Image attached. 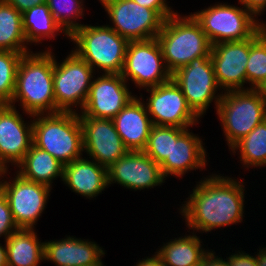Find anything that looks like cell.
I'll return each instance as SVG.
<instances>
[{"mask_svg": "<svg viewBox=\"0 0 266 266\" xmlns=\"http://www.w3.org/2000/svg\"><path fill=\"white\" fill-rule=\"evenodd\" d=\"M99 1L113 24L108 26L128 41L157 38L165 21L155 10L133 0Z\"/></svg>", "mask_w": 266, "mask_h": 266, "instance_id": "obj_12", "label": "cell"}, {"mask_svg": "<svg viewBox=\"0 0 266 266\" xmlns=\"http://www.w3.org/2000/svg\"><path fill=\"white\" fill-rule=\"evenodd\" d=\"M108 169V185L120 184L131 190L151 189L165 183L160 165L144 151H128Z\"/></svg>", "mask_w": 266, "mask_h": 266, "instance_id": "obj_18", "label": "cell"}, {"mask_svg": "<svg viewBox=\"0 0 266 266\" xmlns=\"http://www.w3.org/2000/svg\"><path fill=\"white\" fill-rule=\"evenodd\" d=\"M238 3L252 12L257 18L266 9V0H238Z\"/></svg>", "mask_w": 266, "mask_h": 266, "instance_id": "obj_37", "label": "cell"}, {"mask_svg": "<svg viewBox=\"0 0 266 266\" xmlns=\"http://www.w3.org/2000/svg\"><path fill=\"white\" fill-rule=\"evenodd\" d=\"M4 1L13 6L20 13H23L34 6L46 3V0H4Z\"/></svg>", "mask_w": 266, "mask_h": 266, "instance_id": "obj_38", "label": "cell"}, {"mask_svg": "<svg viewBox=\"0 0 266 266\" xmlns=\"http://www.w3.org/2000/svg\"><path fill=\"white\" fill-rule=\"evenodd\" d=\"M188 128L178 139H172L170 158L161 164L162 175L182 178L189 171L205 169L207 154L202 138L189 131Z\"/></svg>", "mask_w": 266, "mask_h": 266, "instance_id": "obj_20", "label": "cell"}, {"mask_svg": "<svg viewBox=\"0 0 266 266\" xmlns=\"http://www.w3.org/2000/svg\"><path fill=\"white\" fill-rule=\"evenodd\" d=\"M18 229L14 222L8 199L0 189V237L3 236L5 241L10 234Z\"/></svg>", "mask_w": 266, "mask_h": 266, "instance_id": "obj_33", "label": "cell"}, {"mask_svg": "<svg viewBox=\"0 0 266 266\" xmlns=\"http://www.w3.org/2000/svg\"><path fill=\"white\" fill-rule=\"evenodd\" d=\"M259 91L260 95L265 99L266 101V79L259 85L257 88Z\"/></svg>", "mask_w": 266, "mask_h": 266, "instance_id": "obj_42", "label": "cell"}, {"mask_svg": "<svg viewBox=\"0 0 266 266\" xmlns=\"http://www.w3.org/2000/svg\"><path fill=\"white\" fill-rule=\"evenodd\" d=\"M244 184L238 178L218 174L208 175L196 182L197 186L180 206L179 213L188 230L207 233L243 222Z\"/></svg>", "mask_w": 266, "mask_h": 266, "instance_id": "obj_1", "label": "cell"}, {"mask_svg": "<svg viewBox=\"0 0 266 266\" xmlns=\"http://www.w3.org/2000/svg\"><path fill=\"white\" fill-rule=\"evenodd\" d=\"M33 145L66 165L83 156V129L78 112L33 115Z\"/></svg>", "mask_w": 266, "mask_h": 266, "instance_id": "obj_3", "label": "cell"}, {"mask_svg": "<svg viewBox=\"0 0 266 266\" xmlns=\"http://www.w3.org/2000/svg\"><path fill=\"white\" fill-rule=\"evenodd\" d=\"M202 242L200 236L193 232L184 237L181 235L170 239L156 253L161 257L164 266H197L209 251L203 248Z\"/></svg>", "mask_w": 266, "mask_h": 266, "instance_id": "obj_25", "label": "cell"}, {"mask_svg": "<svg viewBox=\"0 0 266 266\" xmlns=\"http://www.w3.org/2000/svg\"><path fill=\"white\" fill-rule=\"evenodd\" d=\"M187 129L153 125L143 151L160 165L166 158H170L172 139H178Z\"/></svg>", "mask_w": 266, "mask_h": 266, "instance_id": "obj_29", "label": "cell"}, {"mask_svg": "<svg viewBox=\"0 0 266 266\" xmlns=\"http://www.w3.org/2000/svg\"><path fill=\"white\" fill-rule=\"evenodd\" d=\"M233 155L238 151L243 167H266V119L258 124L247 136L231 148Z\"/></svg>", "mask_w": 266, "mask_h": 266, "instance_id": "obj_28", "label": "cell"}, {"mask_svg": "<svg viewBox=\"0 0 266 266\" xmlns=\"http://www.w3.org/2000/svg\"><path fill=\"white\" fill-rule=\"evenodd\" d=\"M266 31L264 24L251 38L212 45L210 58L218 86L224 91L242 90L247 84L250 46Z\"/></svg>", "mask_w": 266, "mask_h": 266, "instance_id": "obj_13", "label": "cell"}, {"mask_svg": "<svg viewBox=\"0 0 266 266\" xmlns=\"http://www.w3.org/2000/svg\"><path fill=\"white\" fill-rule=\"evenodd\" d=\"M141 6L155 10L164 20L172 16L175 12L164 0H133Z\"/></svg>", "mask_w": 266, "mask_h": 266, "instance_id": "obj_34", "label": "cell"}, {"mask_svg": "<svg viewBox=\"0 0 266 266\" xmlns=\"http://www.w3.org/2000/svg\"><path fill=\"white\" fill-rule=\"evenodd\" d=\"M104 248L88 239L67 236L44 242V261L55 266H90L99 263L105 255Z\"/></svg>", "mask_w": 266, "mask_h": 266, "instance_id": "obj_19", "label": "cell"}, {"mask_svg": "<svg viewBox=\"0 0 266 266\" xmlns=\"http://www.w3.org/2000/svg\"><path fill=\"white\" fill-rule=\"evenodd\" d=\"M0 266H7V250L6 244L4 246L0 243Z\"/></svg>", "mask_w": 266, "mask_h": 266, "instance_id": "obj_41", "label": "cell"}, {"mask_svg": "<svg viewBox=\"0 0 266 266\" xmlns=\"http://www.w3.org/2000/svg\"><path fill=\"white\" fill-rule=\"evenodd\" d=\"M24 54L0 50V105H10L16 86L18 64Z\"/></svg>", "mask_w": 266, "mask_h": 266, "instance_id": "obj_31", "label": "cell"}, {"mask_svg": "<svg viewBox=\"0 0 266 266\" xmlns=\"http://www.w3.org/2000/svg\"><path fill=\"white\" fill-rule=\"evenodd\" d=\"M90 266H106V265H104L103 261L101 260L99 263Z\"/></svg>", "mask_w": 266, "mask_h": 266, "instance_id": "obj_43", "label": "cell"}, {"mask_svg": "<svg viewBox=\"0 0 266 266\" xmlns=\"http://www.w3.org/2000/svg\"><path fill=\"white\" fill-rule=\"evenodd\" d=\"M83 152L98 164L109 168L129 150L119 136L113 119L80 117Z\"/></svg>", "mask_w": 266, "mask_h": 266, "instance_id": "obj_17", "label": "cell"}, {"mask_svg": "<svg viewBox=\"0 0 266 266\" xmlns=\"http://www.w3.org/2000/svg\"><path fill=\"white\" fill-rule=\"evenodd\" d=\"M157 38L129 41L121 76L137 88L146 89L171 80Z\"/></svg>", "mask_w": 266, "mask_h": 266, "instance_id": "obj_10", "label": "cell"}, {"mask_svg": "<svg viewBox=\"0 0 266 266\" xmlns=\"http://www.w3.org/2000/svg\"><path fill=\"white\" fill-rule=\"evenodd\" d=\"M22 26V13L0 0V50L23 54L31 52Z\"/></svg>", "mask_w": 266, "mask_h": 266, "instance_id": "obj_27", "label": "cell"}, {"mask_svg": "<svg viewBox=\"0 0 266 266\" xmlns=\"http://www.w3.org/2000/svg\"><path fill=\"white\" fill-rule=\"evenodd\" d=\"M22 26L27 44L38 45L45 39H55L59 33L69 36L56 23L47 3L34 6L22 13ZM57 34V35H56ZM40 42V43H39Z\"/></svg>", "mask_w": 266, "mask_h": 266, "instance_id": "obj_26", "label": "cell"}, {"mask_svg": "<svg viewBox=\"0 0 266 266\" xmlns=\"http://www.w3.org/2000/svg\"><path fill=\"white\" fill-rule=\"evenodd\" d=\"M136 266H164L161 257L155 252L151 257H145L142 260H138Z\"/></svg>", "mask_w": 266, "mask_h": 266, "instance_id": "obj_39", "label": "cell"}, {"mask_svg": "<svg viewBox=\"0 0 266 266\" xmlns=\"http://www.w3.org/2000/svg\"><path fill=\"white\" fill-rule=\"evenodd\" d=\"M229 266H258L256 262V256L247 254L244 251L238 250L228 257Z\"/></svg>", "mask_w": 266, "mask_h": 266, "instance_id": "obj_35", "label": "cell"}, {"mask_svg": "<svg viewBox=\"0 0 266 266\" xmlns=\"http://www.w3.org/2000/svg\"><path fill=\"white\" fill-rule=\"evenodd\" d=\"M246 77L248 89H257L266 79V31L250 46Z\"/></svg>", "mask_w": 266, "mask_h": 266, "instance_id": "obj_32", "label": "cell"}, {"mask_svg": "<svg viewBox=\"0 0 266 266\" xmlns=\"http://www.w3.org/2000/svg\"><path fill=\"white\" fill-rule=\"evenodd\" d=\"M8 171H0V189L8 199L14 222L18 228L35 229L36 222L47 206L52 188L27 180L17 172L12 180L2 179Z\"/></svg>", "mask_w": 266, "mask_h": 266, "instance_id": "obj_11", "label": "cell"}, {"mask_svg": "<svg viewBox=\"0 0 266 266\" xmlns=\"http://www.w3.org/2000/svg\"><path fill=\"white\" fill-rule=\"evenodd\" d=\"M36 234L35 229L19 228L8 236L7 266H39L44 261V242Z\"/></svg>", "mask_w": 266, "mask_h": 266, "instance_id": "obj_23", "label": "cell"}, {"mask_svg": "<svg viewBox=\"0 0 266 266\" xmlns=\"http://www.w3.org/2000/svg\"><path fill=\"white\" fill-rule=\"evenodd\" d=\"M210 249L201 262L197 266H229L228 258L223 259L222 257H218L215 255L214 250Z\"/></svg>", "mask_w": 266, "mask_h": 266, "instance_id": "obj_36", "label": "cell"}, {"mask_svg": "<svg viewBox=\"0 0 266 266\" xmlns=\"http://www.w3.org/2000/svg\"><path fill=\"white\" fill-rule=\"evenodd\" d=\"M56 23L70 36L84 23L76 20L84 17V0H46Z\"/></svg>", "mask_w": 266, "mask_h": 266, "instance_id": "obj_30", "label": "cell"}, {"mask_svg": "<svg viewBox=\"0 0 266 266\" xmlns=\"http://www.w3.org/2000/svg\"><path fill=\"white\" fill-rule=\"evenodd\" d=\"M171 79L182 90L188 106L202 118L214 100L215 109L223 95L218 86L210 56L193 59L171 75ZM221 91L220 94L217 93Z\"/></svg>", "mask_w": 266, "mask_h": 266, "instance_id": "obj_9", "label": "cell"}, {"mask_svg": "<svg viewBox=\"0 0 266 266\" xmlns=\"http://www.w3.org/2000/svg\"><path fill=\"white\" fill-rule=\"evenodd\" d=\"M76 45L74 52L85 60L96 73L121 74L128 40L108 25H83L70 36ZM97 66V67H96Z\"/></svg>", "mask_w": 266, "mask_h": 266, "instance_id": "obj_5", "label": "cell"}, {"mask_svg": "<svg viewBox=\"0 0 266 266\" xmlns=\"http://www.w3.org/2000/svg\"><path fill=\"white\" fill-rule=\"evenodd\" d=\"M48 49V50H47ZM45 51L22 56L16 74V86L11 99L12 106L20 103L26 115L56 113L53 91V51Z\"/></svg>", "mask_w": 266, "mask_h": 266, "instance_id": "obj_2", "label": "cell"}, {"mask_svg": "<svg viewBox=\"0 0 266 266\" xmlns=\"http://www.w3.org/2000/svg\"><path fill=\"white\" fill-rule=\"evenodd\" d=\"M256 254V262L258 266H266V247L260 248Z\"/></svg>", "mask_w": 266, "mask_h": 266, "instance_id": "obj_40", "label": "cell"}, {"mask_svg": "<svg viewBox=\"0 0 266 266\" xmlns=\"http://www.w3.org/2000/svg\"><path fill=\"white\" fill-rule=\"evenodd\" d=\"M216 114L230 148L266 119V101L257 89L223 91Z\"/></svg>", "mask_w": 266, "mask_h": 266, "instance_id": "obj_6", "label": "cell"}, {"mask_svg": "<svg viewBox=\"0 0 266 266\" xmlns=\"http://www.w3.org/2000/svg\"><path fill=\"white\" fill-rule=\"evenodd\" d=\"M191 15L200 24L211 45L246 40L266 24L244 6L240 8L227 3L210 5Z\"/></svg>", "mask_w": 266, "mask_h": 266, "instance_id": "obj_7", "label": "cell"}, {"mask_svg": "<svg viewBox=\"0 0 266 266\" xmlns=\"http://www.w3.org/2000/svg\"><path fill=\"white\" fill-rule=\"evenodd\" d=\"M142 96L132 98L113 118L116 130L129 151L145 149L153 126Z\"/></svg>", "mask_w": 266, "mask_h": 266, "instance_id": "obj_21", "label": "cell"}, {"mask_svg": "<svg viewBox=\"0 0 266 266\" xmlns=\"http://www.w3.org/2000/svg\"><path fill=\"white\" fill-rule=\"evenodd\" d=\"M100 76V77H99ZM92 80L80 117L113 119L136 95L121 74L102 73Z\"/></svg>", "mask_w": 266, "mask_h": 266, "instance_id": "obj_15", "label": "cell"}, {"mask_svg": "<svg viewBox=\"0 0 266 266\" xmlns=\"http://www.w3.org/2000/svg\"><path fill=\"white\" fill-rule=\"evenodd\" d=\"M17 167V173L23 178L51 188L56 178L63 179L64 164L33 144Z\"/></svg>", "mask_w": 266, "mask_h": 266, "instance_id": "obj_24", "label": "cell"}, {"mask_svg": "<svg viewBox=\"0 0 266 266\" xmlns=\"http://www.w3.org/2000/svg\"><path fill=\"white\" fill-rule=\"evenodd\" d=\"M62 181L72 192L91 199L108 188V169L91 158L80 157L64 165Z\"/></svg>", "mask_w": 266, "mask_h": 266, "instance_id": "obj_22", "label": "cell"}, {"mask_svg": "<svg viewBox=\"0 0 266 266\" xmlns=\"http://www.w3.org/2000/svg\"><path fill=\"white\" fill-rule=\"evenodd\" d=\"M157 39L165 65L171 74L195 58L210 56L212 48L195 18L191 14L181 16L177 11L165 19Z\"/></svg>", "mask_w": 266, "mask_h": 266, "instance_id": "obj_4", "label": "cell"}, {"mask_svg": "<svg viewBox=\"0 0 266 266\" xmlns=\"http://www.w3.org/2000/svg\"><path fill=\"white\" fill-rule=\"evenodd\" d=\"M29 117L26 122L16 106L0 105V171L17 168L33 144V115Z\"/></svg>", "mask_w": 266, "mask_h": 266, "instance_id": "obj_16", "label": "cell"}, {"mask_svg": "<svg viewBox=\"0 0 266 266\" xmlns=\"http://www.w3.org/2000/svg\"><path fill=\"white\" fill-rule=\"evenodd\" d=\"M150 93L145 107L153 125L192 128L200 118L188 106L182 90L171 79L170 81L146 88Z\"/></svg>", "mask_w": 266, "mask_h": 266, "instance_id": "obj_14", "label": "cell"}, {"mask_svg": "<svg viewBox=\"0 0 266 266\" xmlns=\"http://www.w3.org/2000/svg\"><path fill=\"white\" fill-rule=\"evenodd\" d=\"M58 63L53 55V91L57 112H78L82 110L95 77L94 70L73 50Z\"/></svg>", "mask_w": 266, "mask_h": 266, "instance_id": "obj_8", "label": "cell"}]
</instances>
